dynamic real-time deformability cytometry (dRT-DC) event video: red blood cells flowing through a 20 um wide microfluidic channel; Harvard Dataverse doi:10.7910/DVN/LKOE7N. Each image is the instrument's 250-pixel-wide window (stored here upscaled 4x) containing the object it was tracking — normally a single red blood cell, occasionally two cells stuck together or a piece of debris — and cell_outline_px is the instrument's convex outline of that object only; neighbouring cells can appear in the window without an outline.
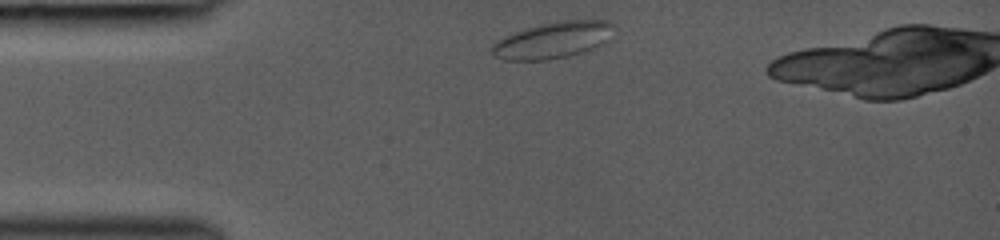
{"species": "common noctule bat (a hibernating species)", "species_latin": "Nyctalus noctula", "temperature_condition": "room temperature", "stored_images_in_passage": 9, "camera_frame_rate_fps": 3000, "um_per_image_px": 0.085, "animal": {"sex": "female", "body_mass_g": 19.0, "forearm_length_mm": 53.3}, "frame": {"image": 1, "passage_image": 1, "time_ms": 0.0, "image_size_px": [1000, 240], "cell_outline_px": [[616, 24], [608, 40], [604, 44], [596, 48], [568, 56], [548, 60], [504, 60], [492, 56], [492, 44], [496, 40], [504, 36], [540, 24], [556, 20], [608, 20]], "centroid_in_image_um": [47.03, 3.41], "position_along_channel_um": 38.0, "area_um2": 26.18}}
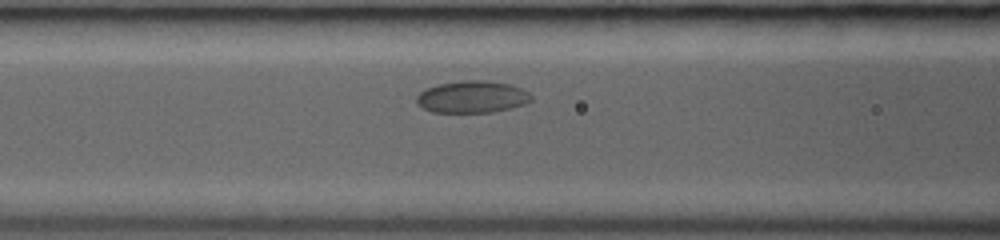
{"frame": {"image": 2, "passage_image": 8, "time_ms": 3.0, "image_size_px": [1000, 240], "cell_outline_px": [[532, 100], [524, 104], [512, 108], [492, 112], [432, 112], [416, 104], [416, 96], [420, 92], [436, 84], [460, 80], [488, 80], [508, 84], [520, 88], [528, 92], [532, 96]], "centroid_in_image_um": [40.12, 8.23], "position_along_channel_um": 126.5, "area_um2": 21.5}}